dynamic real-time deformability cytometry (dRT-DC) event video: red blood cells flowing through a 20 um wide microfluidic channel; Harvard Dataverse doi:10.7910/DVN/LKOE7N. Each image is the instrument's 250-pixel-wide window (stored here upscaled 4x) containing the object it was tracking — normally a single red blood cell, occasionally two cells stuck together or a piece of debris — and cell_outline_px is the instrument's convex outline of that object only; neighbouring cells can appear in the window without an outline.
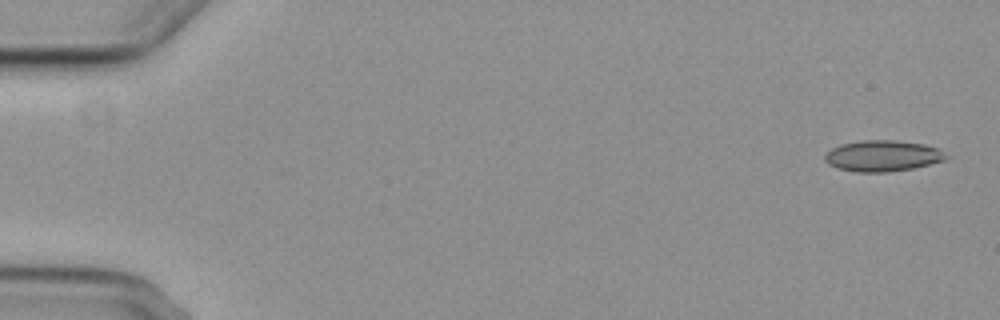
{"species": "common noctule bat (a hibernating species)", "species_latin": "Nyctalus noctula", "temperature_condition": "cold", "stored_images_in_passage": 5, "camera_frame_rate_fps": 3000, "um_per_image_px": 0.085, "animal": {"sex": "female", "body_mass_g": 29.2, "forearm_length_mm": 56.3}, "frame": {"image": 1, "passage_image": 1, "time_ms": 0.0, "image_size_px": [1000, 320], "cell_outline_px": [[952, 156], [948, 160], [912, 168], [888, 172], [856, 172], [840, 168], [828, 164], [824, 160], [824, 156], [832, 148], [840, 144], [860, 140], [896, 140], [924, 144], [936, 148]], "centroid_in_image_um": [75.06, 13.24], "position_along_channel_um": 9.9, "area_um2": 22.08}}